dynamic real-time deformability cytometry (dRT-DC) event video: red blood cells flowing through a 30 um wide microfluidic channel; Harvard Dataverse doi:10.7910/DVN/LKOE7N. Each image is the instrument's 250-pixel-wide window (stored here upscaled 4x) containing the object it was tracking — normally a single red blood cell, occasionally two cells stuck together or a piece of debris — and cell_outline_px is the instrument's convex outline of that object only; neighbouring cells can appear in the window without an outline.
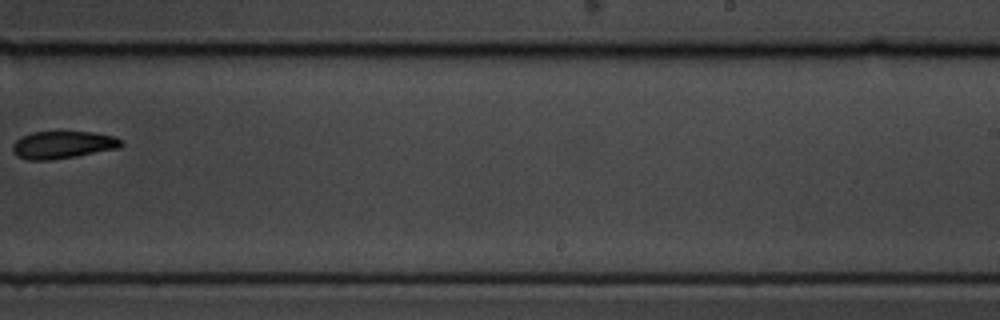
{"species": "common noctule bat (a hibernating species)", "species_latin": "Nyctalus noctula", "temperature_condition": "cold", "stored_images_in_passage": 12, "camera_frame_rate_fps": 3000, "um_per_image_px": 0.085, "animal": {"sex": "male", "body_mass_g": 19.5, "forearm_length_mm": 54.6}, "frame": {"image": 1, "passage_image": 12, "time_ms": 3.667, "image_size_px": [1000, 320], "cell_outline_px": [[124, 144], [120, 148], [76, 156], [52, 160], [28, 160], [16, 156], [12, 148], [12, 144], [20, 136], [32, 132], [96, 132], [112, 136], [120, 140]], "centroid_in_image_um": [5.31, 12.31], "position_along_channel_um": 283.7, "area_um2": 17.46}}